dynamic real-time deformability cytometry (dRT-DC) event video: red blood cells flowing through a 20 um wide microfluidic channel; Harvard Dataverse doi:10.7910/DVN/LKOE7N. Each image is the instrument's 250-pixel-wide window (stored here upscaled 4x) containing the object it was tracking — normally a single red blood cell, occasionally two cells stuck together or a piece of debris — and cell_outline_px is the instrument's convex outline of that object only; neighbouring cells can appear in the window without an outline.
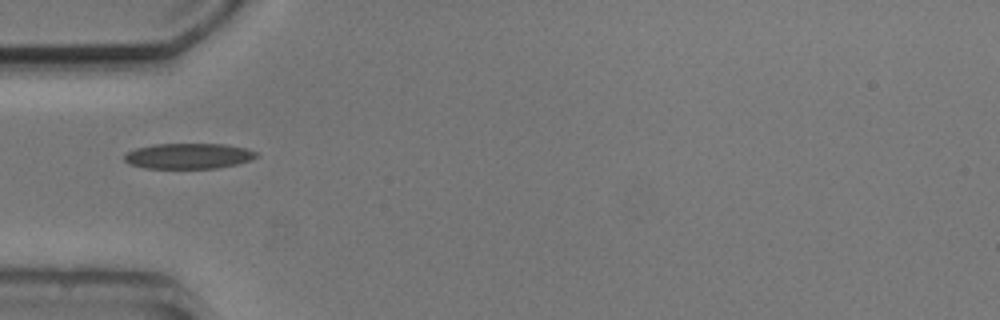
{"species": "common noctule bat (a hibernating species)", "species_latin": "Nyctalus noctula", "temperature_condition": "cold", "stored_images_in_passage": 7, "camera_frame_rate_fps": 3000, "um_per_image_px": 0.085, "animal": {"sex": "male", "body_mass_g": 20.5, "forearm_length_mm": 52.5}, "frame": {"image": 1, "passage_image": 4, "time_ms": 4.667, "image_size_px": [1000, 320], "cell_outline_px": [[260, 156], [252, 160], [236, 164], [216, 168], [144, 168], [128, 164], [124, 160], [124, 156], [128, 152], [136, 148], [152, 144], [224, 144], [248, 148], [256, 152]], "centroid_in_image_um": [16.04, 13.26], "position_along_channel_um": 69.0, "area_um2": 19.77}}